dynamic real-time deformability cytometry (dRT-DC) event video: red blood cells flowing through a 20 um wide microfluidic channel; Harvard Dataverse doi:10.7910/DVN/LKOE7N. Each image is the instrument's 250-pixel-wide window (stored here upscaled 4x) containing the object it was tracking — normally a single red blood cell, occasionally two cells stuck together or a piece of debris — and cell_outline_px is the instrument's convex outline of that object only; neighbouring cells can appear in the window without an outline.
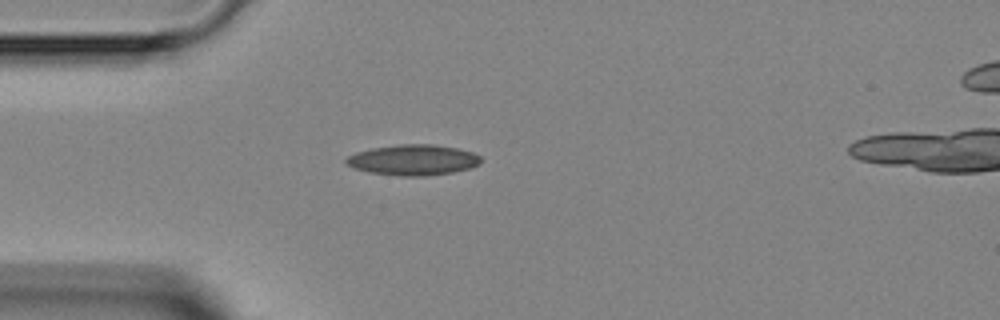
{"species": "Egyptian fruit bat (a non-hibernating species)", "species_latin": "Rousettus aegyptiacus", "temperature_condition": "room temperature", "stored_images_in_passage": 2, "segment_of_instrument_passage": [1, 2], "camera_frame_rate_fps": 3000, "um_per_image_px": 0.085, "animal": {"sex": "female"}, "frame": {"image": 1, "passage_image": 1, "time_ms": 0.0, "image_size_px": [1000, 320], "cell_outline_px": [[480, 164], [472, 168], [452, 172], [424, 176], [400, 176], [368, 172], [356, 168], [348, 164], [344, 160], [348, 156], [356, 152], [372, 148], [400, 144], [432, 144], [456, 148], [472, 152], [480, 156]], "centroid_in_image_um": [35.13, 13.59], "position_along_channel_um": 49.9, "area_um2": 23.93}}